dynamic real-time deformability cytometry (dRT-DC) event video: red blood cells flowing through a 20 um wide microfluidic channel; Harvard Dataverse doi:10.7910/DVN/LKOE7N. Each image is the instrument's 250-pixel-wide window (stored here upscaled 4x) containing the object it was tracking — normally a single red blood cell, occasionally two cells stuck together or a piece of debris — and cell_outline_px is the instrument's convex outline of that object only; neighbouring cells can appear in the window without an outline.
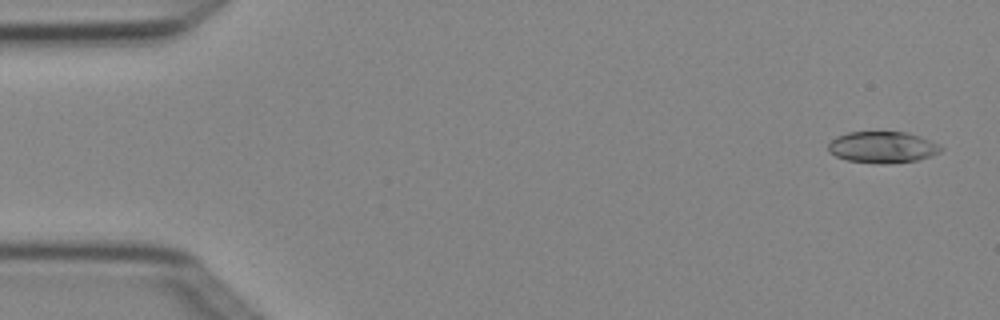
{"species": "Egyptian fruit bat (a non-hibernating species)", "species_latin": "Rousettus aegyptiacus", "temperature_condition": "cold", "stored_images_in_passage": 6, "camera_frame_rate_fps": 3000, "um_per_image_px": 0.085, "animal": {"sex": "female"}, "frame": {"image": 1, "passage_image": 1, "time_ms": 0.0, "image_size_px": [1000, 320], "cell_outline_px": [[944, 148], [940, 152], [932, 156], [916, 160], [880, 164], [848, 160], [836, 156], [828, 152], [828, 144], [836, 136], [848, 132], [904, 132], [920, 136], [940, 144]], "centroid_in_image_um": [75.02, 12.51], "position_along_channel_um": 10.0, "area_um2": 20.63}}
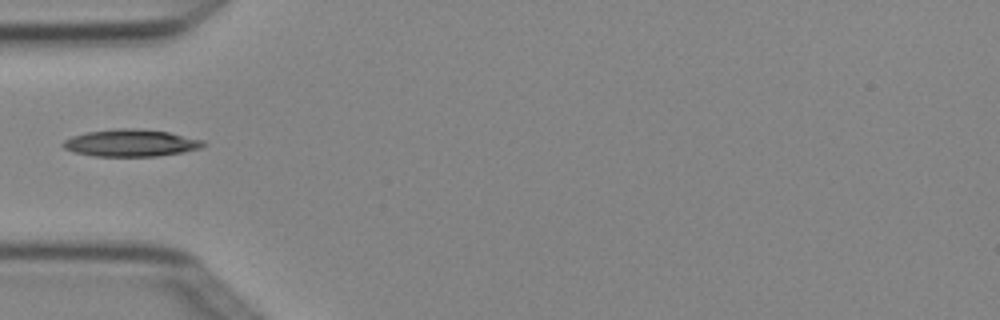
{"frame": {"image": 2, "passage_image": 5, "time_ms": 1.333, "image_size_px": [1000, 320], "cell_outline_px": [[208, 144], [200, 148], [184, 152], [156, 156], [92, 156], [72, 152], [64, 148], [60, 144], [64, 140], [72, 136], [88, 132], [120, 128], [132, 128], [168, 132], [204, 140]], "centroid_in_image_um": [11.12, 12.16], "position_along_channel_um": 73.9, "area_um2": 22.2}}
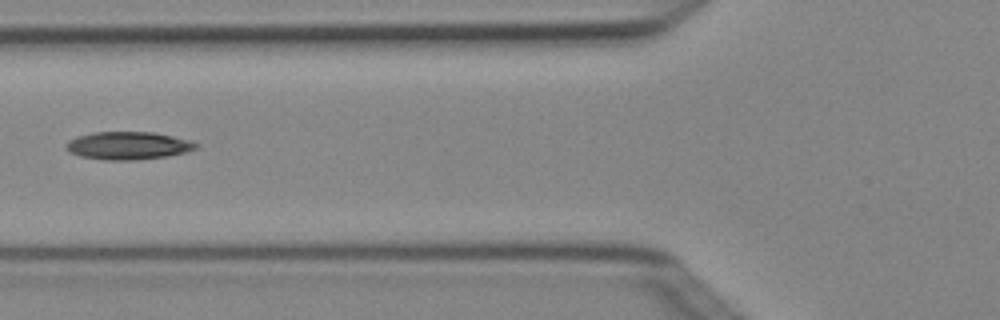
{"frame": {"image": 3, "passage_image": 6, "time_ms": 1.667, "image_size_px": [1000, 320], "cell_outline_px": [[200, 144], [196, 148], [188, 152], [168, 156], [136, 160], [104, 160], [80, 156], [68, 152], [64, 148], [64, 144], [68, 140], [76, 136], [92, 132], [152, 132], [172, 136], [188, 140]], "centroid_in_image_um": [10.84, 12.38], "position_along_channel_um": 115.0, "area_um2": 21.33}}